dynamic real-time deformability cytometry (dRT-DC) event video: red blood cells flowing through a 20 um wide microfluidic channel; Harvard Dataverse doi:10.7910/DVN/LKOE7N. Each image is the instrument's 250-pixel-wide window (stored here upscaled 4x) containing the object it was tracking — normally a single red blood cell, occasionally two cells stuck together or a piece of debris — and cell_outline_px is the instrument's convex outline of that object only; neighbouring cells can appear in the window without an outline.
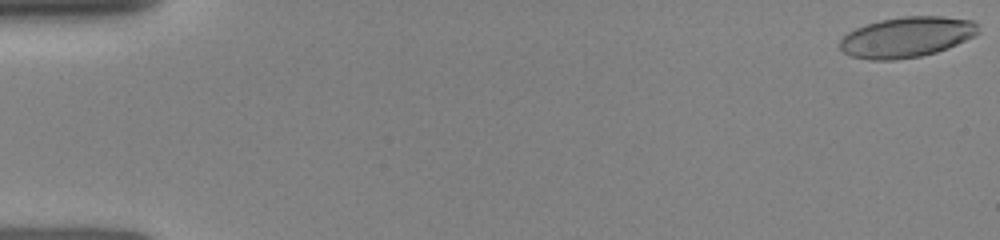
{"species": "human", "species_latin": "Homo sapiens", "temperature_condition": "room temperature", "stored_images_in_passage": 35, "camera_frame_rate_fps": 3000, "um_per_image_px": 0.085, "donor": {"sex": "female"}, "frame": {"image": 1, "passage_image": 1, "time_ms": 0.0, "image_size_px": [1000, 240], "cell_outline_px": [[980, 32], [976, 36], [948, 48], [936, 52], [920, 56], [892, 60], [872, 60], [852, 56], [844, 52], [840, 48], [840, 40], [848, 32], [856, 28], [880, 20], [904, 16], [944, 16], [972, 20], [976, 24]], "centroid_in_image_um": [77.1, 3.15], "position_along_channel_um": 7.9, "area_um2": 32.6}}
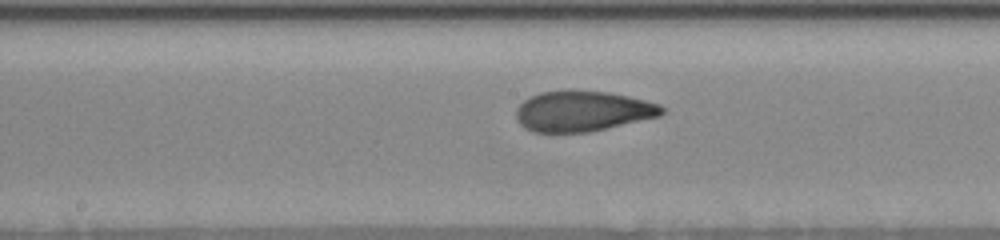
{"frame": {"image": 2, "passage_image": 18, "time_ms": 8.333, "image_size_px": [1000, 240], "cell_outline_px": [[664, 112], [660, 116], [588, 132], [532, 132], [524, 128], [516, 120], [516, 112], [520, 104], [528, 96], [540, 92], [568, 88], [608, 92], [628, 96], [660, 104], [664, 108]], "centroid_in_image_um": [49.48, 9.42], "position_along_channel_um": 198.7, "area_um2": 34.85}}
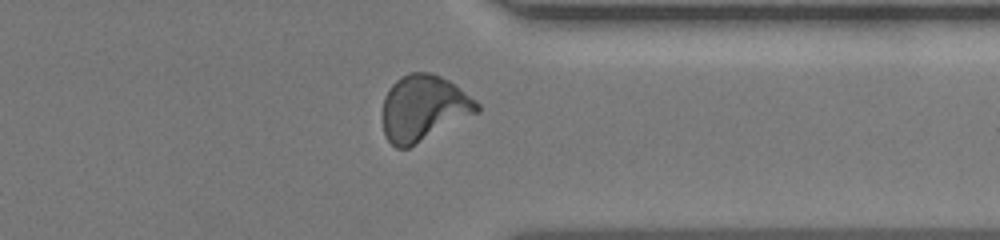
{"frame": {"image": 3, "passage_image": 34, "time_ms": 12.667, "image_size_px": [1000, 240], "cell_outline_px": [[480, 112], [408, 148], [396, 148], [384, 136], [384, 96], [388, 88], [400, 76], [412, 72], [432, 72], [448, 80], [476, 100], [480, 104]], "centroid_in_image_um": [36.02, 9.18], "position_along_channel_um": 375.4, "area_um2": 36.24}}